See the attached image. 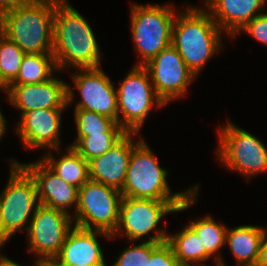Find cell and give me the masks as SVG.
<instances>
[{"instance_id": "14", "label": "cell", "mask_w": 267, "mask_h": 266, "mask_svg": "<svg viewBox=\"0 0 267 266\" xmlns=\"http://www.w3.org/2000/svg\"><path fill=\"white\" fill-rule=\"evenodd\" d=\"M6 93L21 114L37 109H65L74 98L71 87L54 77L39 84L9 85Z\"/></svg>"}, {"instance_id": "6", "label": "cell", "mask_w": 267, "mask_h": 266, "mask_svg": "<svg viewBox=\"0 0 267 266\" xmlns=\"http://www.w3.org/2000/svg\"><path fill=\"white\" fill-rule=\"evenodd\" d=\"M172 5H137L131 6V30L133 42L141 63L148 61L172 44V28L175 20Z\"/></svg>"}, {"instance_id": "7", "label": "cell", "mask_w": 267, "mask_h": 266, "mask_svg": "<svg viewBox=\"0 0 267 266\" xmlns=\"http://www.w3.org/2000/svg\"><path fill=\"white\" fill-rule=\"evenodd\" d=\"M10 161L9 182L0 195V218L9 237L22 229L28 231L29 226L24 225L28 223L29 217H33L39 205L34 178L21 163L13 159Z\"/></svg>"}, {"instance_id": "20", "label": "cell", "mask_w": 267, "mask_h": 266, "mask_svg": "<svg viewBox=\"0 0 267 266\" xmlns=\"http://www.w3.org/2000/svg\"><path fill=\"white\" fill-rule=\"evenodd\" d=\"M264 231L265 228L253 225L227 228L225 244L229 245L238 265L256 266Z\"/></svg>"}, {"instance_id": "37", "label": "cell", "mask_w": 267, "mask_h": 266, "mask_svg": "<svg viewBox=\"0 0 267 266\" xmlns=\"http://www.w3.org/2000/svg\"><path fill=\"white\" fill-rule=\"evenodd\" d=\"M46 266H55L52 262H46Z\"/></svg>"}, {"instance_id": "22", "label": "cell", "mask_w": 267, "mask_h": 266, "mask_svg": "<svg viewBox=\"0 0 267 266\" xmlns=\"http://www.w3.org/2000/svg\"><path fill=\"white\" fill-rule=\"evenodd\" d=\"M41 159L61 179L78 189L89 180L88 162L71 146L59 159L54 158L50 151Z\"/></svg>"}, {"instance_id": "2", "label": "cell", "mask_w": 267, "mask_h": 266, "mask_svg": "<svg viewBox=\"0 0 267 266\" xmlns=\"http://www.w3.org/2000/svg\"><path fill=\"white\" fill-rule=\"evenodd\" d=\"M177 12L172 28V46L195 76L209 58L219 52L224 33L206 10L189 6Z\"/></svg>"}, {"instance_id": "16", "label": "cell", "mask_w": 267, "mask_h": 266, "mask_svg": "<svg viewBox=\"0 0 267 266\" xmlns=\"http://www.w3.org/2000/svg\"><path fill=\"white\" fill-rule=\"evenodd\" d=\"M109 233L99 230H87L74 226L67 234L60 253L53 259L55 266H107L97 237Z\"/></svg>"}, {"instance_id": "32", "label": "cell", "mask_w": 267, "mask_h": 266, "mask_svg": "<svg viewBox=\"0 0 267 266\" xmlns=\"http://www.w3.org/2000/svg\"><path fill=\"white\" fill-rule=\"evenodd\" d=\"M256 266H267V232L266 229L263 234L261 246H260V253L259 259Z\"/></svg>"}, {"instance_id": "31", "label": "cell", "mask_w": 267, "mask_h": 266, "mask_svg": "<svg viewBox=\"0 0 267 266\" xmlns=\"http://www.w3.org/2000/svg\"><path fill=\"white\" fill-rule=\"evenodd\" d=\"M34 0H0V16L11 9L31 4Z\"/></svg>"}, {"instance_id": "27", "label": "cell", "mask_w": 267, "mask_h": 266, "mask_svg": "<svg viewBox=\"0 0 267 266\" xmlns=\"http://www.w3.org/2000/svg\"><path fill=\"white\" fill-rule=\"evenodd\" d=\"M25 53L0 32V80L8 87L17 77Z\"/></svg>"}, {"instance_id": "21", "label": "cell", "mask_w": 267, "mask_h": 266, "mask_svg": "<svg viewBox=\"0 0 267 266\" xmlns=\"http://www.w3.org/2000/svg\"><path fill=\"white\" fill-rule=\"evenodd\" d=\"M167 243L182 266H194L198 262L201 264L206 261V248H203L201 238L188 225L180 233L168 234ZM199 263L195 266H203ZM216 266H225L220 256L216 257Z\"/></svg>"}, {"instance_id": "9", "label": "cell", "mask_w": 267, "mask_h": 266, "mask_svg": "<svg viewBox=\"0 0 267 266\" xmlns=\"http://www.w3.org/2000/svg\"><path fill=\"white\" fill-rule=\"evenodd\" d=\"M117 105L119 125L127 133L136 134L152 106H166L157 96L148 71L143 66L136 65L117 88ZM120 113L123 114L122 117Z\"/></svg>"}, {"instance_id": "33", "label": "cell", "mask_w": 267, "mask_h": 266, "mask_svg": "<svg viewBox=\"0 0 267 266\" xmlns=\"http://www.w3.org/2000/svg\"><path fill=\"white\" fill-rule=\"evenodd\" d=\"M34 263H36L35 266H46V262L40 260L34 261ZM0 266H21V265L17 264L11 259L6 258L5 256L0 255Z\"/></svg>"}, {"instance_id": "35", "label": "cell", "mask_w": 267, "mask_h": 266, "mask_svg": "<svg viewBox=\"0 0 267 266\" xmlns=\"http://www.w3.org/2000/svg\"><path fill=\"white\" fill-rule=\"evenodd\" d=\"M6 129V120L2 114V112L0 111V140L3 137L2 135H4L5 130Z\"/></svg>"}, {"instance_id": "36", "label": "cell", "mask_w": 267, "mask_h": 266, "mask_svg": "<svg viewBox=\"0 0 267 266\" xmlns=\"http://www.w3.org/2000/svg\"><path fill=\"white\" fill-rule=\"evenodd\" d=\"M0 89H2L4 92L7 91V87L1 82V80H0Z\"/></svg>"}, {"instance_id": "26", "label": "cell", "mask_w": 267, "mask_h": 266, "mask_svg": "<svg viewBox=\"0 0 267 266\" xmlns=\"http://www.w3.org/2000/svg\"><path fill=\"white\" fill-rule=\"evenodd\" d=\"M127 133H104L89 137H77L70 145L87 162L106 153L116 145Z\"/></svg>"}, {"instance_id": "19", "label": "cell", "mask_w": 267, "mask_h": 266, "mask_svg": "<svg viewBox=\"0 0 267 266\" xmlns=\"http://www.w3.org/2000/svg\"><path fill=\"white\" fill-rule=\"evenodd\" d=\"M267 0H206V10L222 30L230 37L239 34L240 30L259 15Z\"/></svg>"}, {"instance_id": "11", "label": "cell", "mask_w": 267, "mask_h": 266, "mask_svg": "<svg viewBox=\"0 0 267 266\" xmlns=\"http://www.w3.org/2000/svg\"><path fill=\"white\" fill-rule=\"evenodd\" d=\"M72 219L64 211L39 204L28 224V251L37 254L40 261L52 262L73 228Z\"/></svg>"}, {"instance_id": "12", "label": "cell", "mask_w": 267, "mask_h": 266, "mask_svg": "<svg viewBox=\"0 0 267 266\" xmlns=\"http://www.w3.org/2000/svg\"><path fill=\"white\" fill-rule=\"evenodd\" d=\"M149 73L157 96L164 104L186 94L195 78L180 54L168 46L143 66Z\"/></svg>"}, {"instance_id": "24", "label": "cell", "mask_w": 267, "mask_h": 266, "mask_svg": "<svg viewBox=\"0 0 267 266\" xmlns=\"http://www.w3.org/2000/svg\"><path fill=\"white\" fill-rule=\"evenodd\" d=\"M78 137H89L104 133H127L114 119L90 110L75 109Z\"/></svg>"}, {"instance_id": "23", "label": "cell", "mask_w": 267, "mask_h": 266, "mask_svg": "<svg viewBox=\"0 0 267 266\" xmlns=\"http://www.w3.org/2000/svg\"><path fill=\"white\" fill-rule=\"evenodd\" d=\"M58 71L53 54H25L19 73L10 85L39 84L53 77Z\"/></svg>"}, {"instance_id": "30", "label": "cell", "mask_w": 267, "mask_h": 266, "mask_svg": "<svg viewBox=\"0 0 267 266\" xmlns=\"http://www.w3.org/2000/svg\"><path fill=\"white\" fill-rule=\"evenodd\" d=\"M240 31H246L254 39L267 45V13H260Z\"/></svg>"}, {"instance_id": "3", "label": "cell", "mask_w": 267, "mask_h": 266, "mask_svg": "<svg viewBox=\"0 0 267 266\" xmlns=\"http://www.w3.org/2000/svg\"><path fill=\"white\" fill-rule=\"evenodd\" d=\"M55 0H34L0 16V32L25 54H52Z\"/></svg>"}, {"instance_id": "25", "label": "cell", "mask_w": 267, "mask_h": 266, "mask_svg": "<svg viewBox=\"0 0 267 266\" xmlns=\"http://www.w3.org/2000/svg\"><path fill=\"white\" fill-rule=\"evenodd\" d=\"M201 238L206 248V260L215 255L225 245L227 227L215 222L212 217L205 216L188 225Z\"/></svg>"}, {"instance_id": "34", "label": "cell", "mask_w": 267, "mask_h": 266, "mask_svg": "<svg viewBox=\"0 0 267 266\" xmlns=\"http://www.w3.org/2000/svg\"><path fill=\"white\" fill-rule=\"evenodd\" d=\"M10 237L6 234V232L4 231V228H3V225H2V222H1V218H0V247L2 245L5 244V242L7 240H9Z\"/></svg>"}, {"instance_id": "18", "label": "cell", "mask_w": 267, "mask_h": 266, "mask_svg": "<svg viewBox=\"0 0 267 266\" xmlns=\"http://www.w3.org/2000/svg\"><path fill=\"white\" fill-rule=\"evenodd\" d=\"M132 134L135 136L127 133L106 153L88 162L89 179L122 190L132 149L142 140L134 144Z\"/></svg>"}, {"instance_id": "13", "label": "cell", "mask_w": 267, "mask_h": 266, "mask_svg": "<svg viewBox=\"0 0 267 266\" xmlns=\"http://www.w3.org/2000/svg\"><path fill=\"white\" fill-rule=\"evenodd\" d=\"M77 70L79 73L76 72L72 77L82 99L75 105V109L93 111L119 124L117 90L108 75L100 67Z\"/></svg>"}, {"instance_id": "17", "label": "cell", "mask_w": 267, "mask_h": 266, "mask_svg": "<svg viewBox=\"0 0 267 266\" xmlns=\"http://www.w3.org/2000/svg\"><path fill=\"white\" fill-rule=\"evenodd\" d=\"M34 178L39 204L64 211L78 201V188L61 179L42 159L32 164H21Z\"/></svg>"}, {"instance_id": "29", "label": "cell", "mask_w": 267, "mask_h": 266, "mask_svg": "<svg viewBox=\"0 0 267 266\" xmlns=\"http://www.w3.org/2000/svg\"><path fill=\"white\" fill-rule=\"evenodd\" d=\"M147 266H182L174 255L172 247L167 243H161L147 260Z\"/></svg>"}, {"instance_id": "28", "label": "cell", "mask_w": 267, "mask_h": 266, "mask_svg": "<svg viewBox=\"0 0 267 266\" xmlns=\"http://www.w3.org/2000/svg\"><path fill=\"white\" fill-rule=\"evenodd\" d=\"M140 245L125 248L113 266H147L151 253L161 244L144 241Z\"/></svg>"}, {"instance_id": "15", "label": "cell", "mask_w": 267, "mask_h": 266, "mask_svg": "<svg viewBox=\"0 0 267 266\" xmlns=\"http://www.w3.org/2000/svg\"><path fill=\"white\" fill-rule=\"evenodd\" d=\"M64 109H37L21 114L16 133L25 148H49L59 152L61 113Z\"/></svg>"}, {"instance_id": "10", "label": "cell", "mask_w": 267, "mask_h": 266, "mask_svg": "<svg viewBox=\"0 0 267 266\" xmlns=\"http://www.w3.org/2000/svg\"><path fill=\"white\" fill-rule=\"evenodd\" d=\"M217 157L229 169L242 173L247 179L267 172V148L251 133L233 123L219 129Z\"/></svg>"}, {"instance_id": "4", "label": "cell", "mask_w": 267, "mask_h": 266, "mask_svg": "<svg viewBox=\"0 0 267 266\" xmlns=\"http://www.w3.org/2000/svg\"><path fill=\"white\" fill-rule=\"evenodd\" d=\"M199 185L184 201H160L154 199H141L132 197H122L119 206V222L115 232L111 235L118 236L123 234L128 240L133 242L140 240L147 234L148 242L164 243L167 242L168 233L165 230H157L158 223L164 215L171 212L186 210L195 204L197 189ZM156 231L155 236H150L152 230Z\"/></svg>"}, {"instance_id": "5", "label": "cell", "mask_w": 267, "mask_h": 266, "mask_svg": "<svg viewBox=\"0 0 267 266\" xmlns=\"http://www.w3.org/2000/svg\"><path fill=\"white\" fill-rule=\"evenodd\" d=\"M147 143L142 139L131 152L122 197L184 201L195 188L185 192H170L166 181L167 170L160 167Z\"/></svg>"}, {"instance_id": "1", "label": "cell", "mask_w": 267, "mask_h": 266, "mask_svg": "<svg viewBox=\"0 0 267 266\" xmlns=\"http://www.w3.org/2000/svg\"><path fill=\"white\" fill-rule=\"evenodd\" d=\"M52 54L58 70L67 66L74 69L101 67V52L93 30L66 0H55Z\"/></svg>"}, {"instance_id": "8", "label": "cell", "mask_w": 267, "mask_h": 266, "mask_svg": "<svg viewBox=\"0 0 267 266\" xmlns=\"http://www.w3.org/2000/svg\"><path fill=\"white\" fill-rule=\"evenodd\" d=\"M121 198L122 194L118 189L89 179L78 190L74 226L112 235L119 222Z\"/></svg>"}]
</instances>
